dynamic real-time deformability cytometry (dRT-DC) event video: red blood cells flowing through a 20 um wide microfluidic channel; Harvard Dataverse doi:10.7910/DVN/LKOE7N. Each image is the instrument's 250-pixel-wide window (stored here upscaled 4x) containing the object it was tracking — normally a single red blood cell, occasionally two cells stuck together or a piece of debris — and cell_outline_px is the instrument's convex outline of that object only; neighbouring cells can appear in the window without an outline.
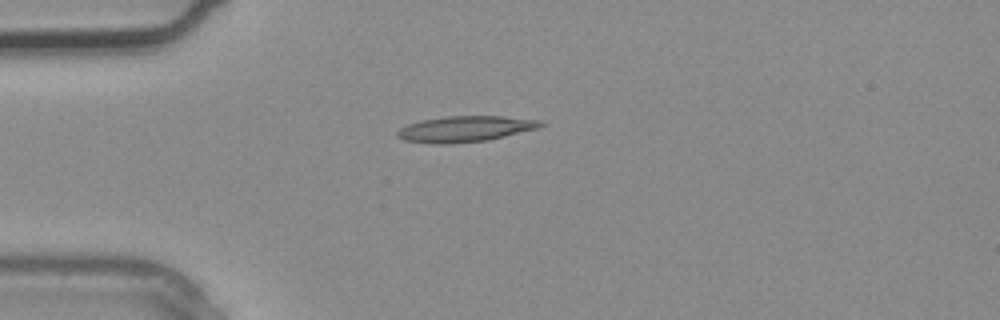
{"species": "common noctule bat (a hibernating species)", "species_latin": "Nyctalus noctula", "temperature_condition": "warm", "stored_images_in_passage": 3, "camera_frame_rate_fps": 3000, "um_per_image_px": 0.085, "animal": {"sex": "male", "body_mass_g": 20.4}, "frame": {"image": 1, "passage_image": 3, "time_ms": 0.667, "image_size_px": [1000, 320], "cell_outline_px": [[548, 124], [536, 128], [488, 140], [452, 144], [432, 144], [404, 140], [396, 136], [396, 132], [400, 128], [408, 124], [420, 120], [448, 116], [504, 116], [544, 120]], "centroid_in_image_um": [39.54, 10.95], "position_along_channel_um": 45.5, "area_um2": 21.79}}